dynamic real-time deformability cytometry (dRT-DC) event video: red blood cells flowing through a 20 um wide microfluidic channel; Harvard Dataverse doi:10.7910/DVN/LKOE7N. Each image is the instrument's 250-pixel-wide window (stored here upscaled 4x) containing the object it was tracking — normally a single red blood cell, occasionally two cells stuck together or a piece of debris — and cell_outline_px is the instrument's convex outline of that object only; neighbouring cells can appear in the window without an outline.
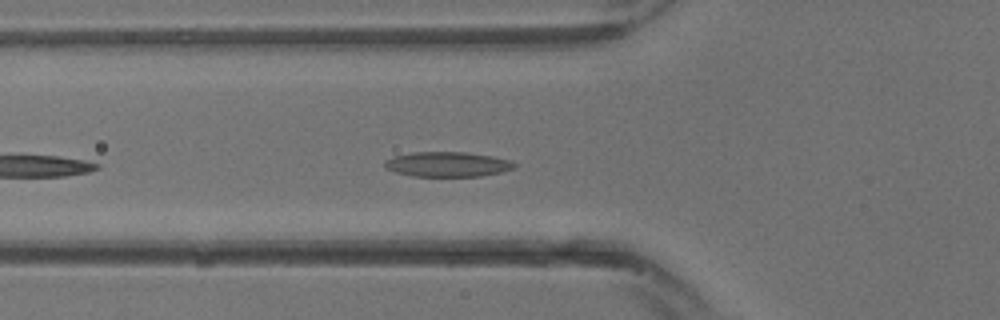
{"species": "common noctule bat (a hibernating species)", "species_latin": "Nyctalus noctula", "temperature_condition": "warm", "stored_images_in_passage": 14, "camera_frame_rate_fps": 3000, "um_per_image_px": 0.085, "animal": {"sex": "male", "body_mass_g": 13.3}, "frame": {"image": 1, "passage_image": 10, "time_ms": 3.0, "image_size_px": [1000, 320], "cell_outline_px": [[520, 164], [516, 168], [500, 172], [480, 176], [412, 176], [396, 172], [384, 168], [384, 160], [396, 156], [412, 152], [464, 152], [492, 156], [512, 160]], "centroid_in_image_um": [38.08, 13.96], "position_along_channel_um": 87.7, "area_um2": 18.96}}
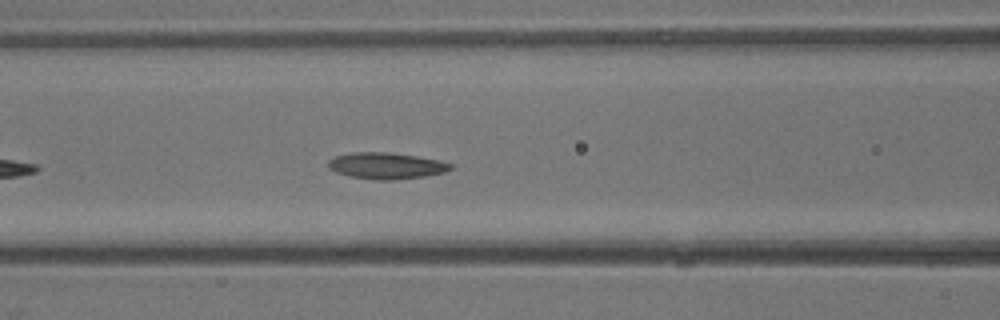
{"frame": {"image": 2, "passage_image": 12, "time_ms": 3.667, "image_size_px": [1000, 320], "cell_outline_px": [[452, 168], [444, 172], [424, 176], [392, 180], [376, 180], [348, 176], [336, 172], [328, 168], [328, 160], [336, 156], [352, 152], [388, 152], [416, 156], [440, 160], [452, 164]], "centroid_in_image_um": [32.8, 14.09], "position_along_channel_um": 133.8, "area_um2": 18.79}}
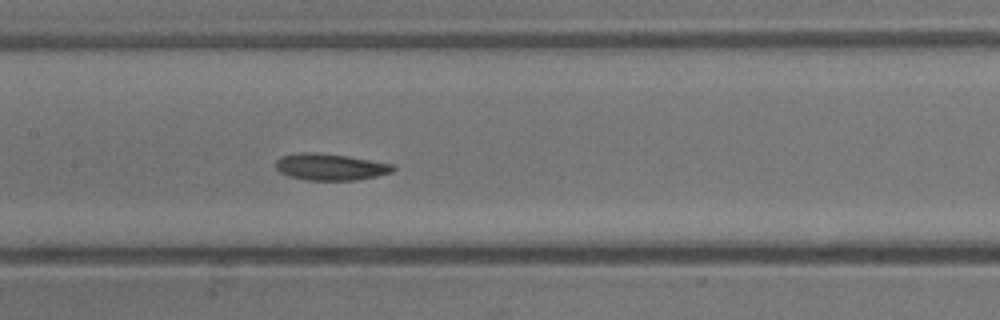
{"frame": {"image": 3, "passage_image": 14, "time_ms": 4.333, "image_size_px": [1000, 320], "cell_outline_px": [[396, 168], [392, 172], [376, 176], [356, 180], [304, 180], [288, 176], [280, 172], [276, 168], [276, 160], [280, 156], [304, 152], [316, 152], [348, 156], [392, 164]], "centroid_in_image_um": [28.05, 14.19], "position_along_channel_um": 179.3, "area_um2": 18.21}}